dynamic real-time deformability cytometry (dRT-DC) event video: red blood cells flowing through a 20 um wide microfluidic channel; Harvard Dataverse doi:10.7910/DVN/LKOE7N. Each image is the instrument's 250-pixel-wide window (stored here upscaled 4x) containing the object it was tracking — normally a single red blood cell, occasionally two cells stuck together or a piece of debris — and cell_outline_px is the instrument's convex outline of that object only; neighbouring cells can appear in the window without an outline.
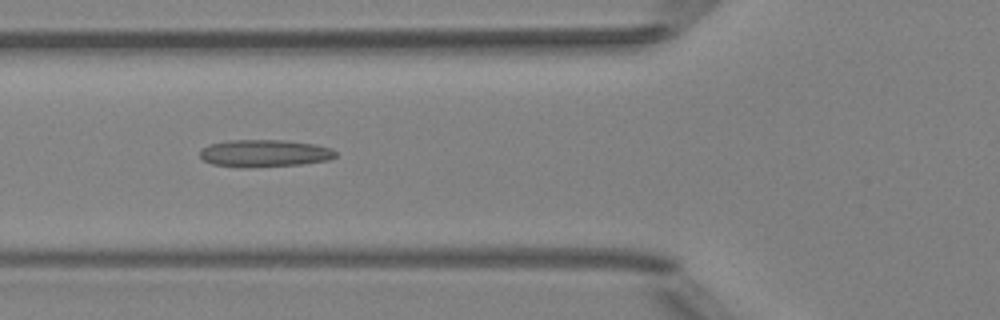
{"species": "Egyptian fruit bat (a non-hibernating species)", "species_latin": "Rousettus aegyptiacus", "temperature_condition": "room temperature", "stored_images_in_passage": 36, "camera_frame_rate_fps": 3000, "um_per_image_px": 0.085, "animal": {"sex": "female"}, "frame": {"image": 1, "passage_image": 4, "time_ms": 1.0, "image_size_px": [1000, 320], "cell_outline_px": [[336, 156], [328, 160], [300, 164], [244, 168], [212, 164], [204, 160], [200, 156], [200, 152], [208, 144], [228, 140], [284, 140], [316, 144], [332, 148], [336, 152]], "centroid_in_image_um": [22.48, 13.02], "position_along_channel_um": 103.3, "area_um2": 21.62}}
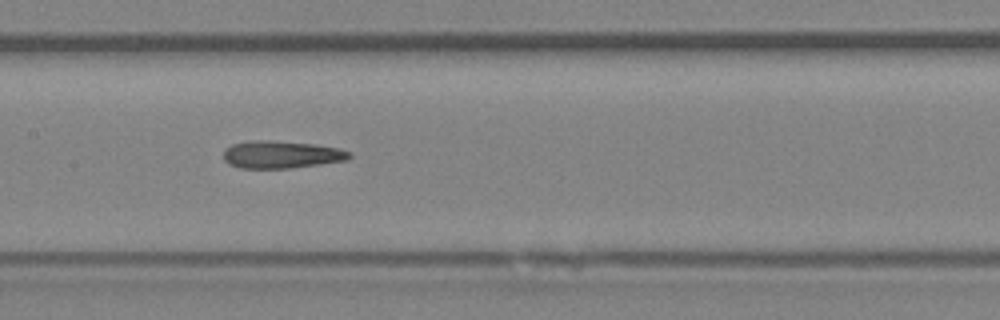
{"frame": {"image": 2, "passage_image": 10, "time_ms": 3.0, "image_size_px": [1000, 320], "cell_outline_px": [[352, 156], [348, 160], [292, 168], [240, 168], [228, 164], [224, 160], [224, 148], [232, 144], [252, 140], [272, 140], [312, 144], [340, 148], [348, 152]], "centroid_in_image_um": [23.89, 13.14], "position_along_channel_um": 183.5, "area_um2": 20.23}}
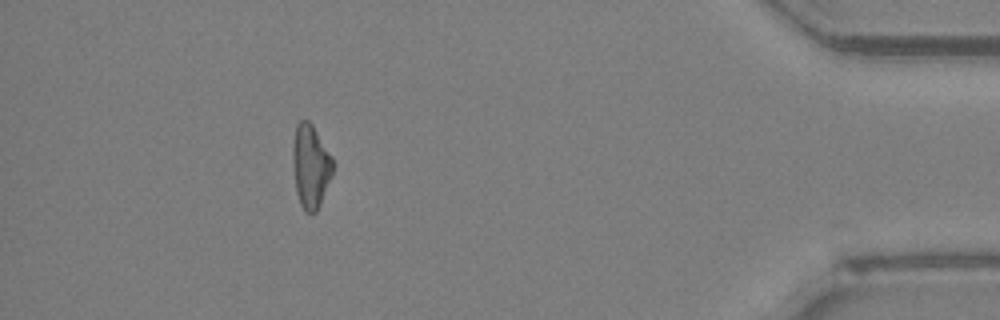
{"frame": {"image": 3, "passage_image": 31, "time_ms": 10.0, "image_size_px": [1000, 320], "cell_outline_px": [[332, 176], [320, 204], [316, 212], [304, 212], [300, 204], [296, 192], [292, 160], [292, 148], [296, 124], [300, 120], [308, 120], [312, 124], [332, 156]], "centroid_in_image_um": [26.39, 14.12], "position_along_channel_um": 408.8, "area_um2": 19.54}, "authors_computed_cell_mechanics": {"area_um2": 19.9699, "velocity_mm_per_s": 4.0073, "shape_relaxation_time_tau1_ms": null, "shape_relaxation_time_tau2_ms": 6.0671, "deformation_change_tau1": null, "deformation_change_tau2": 0.1942}}